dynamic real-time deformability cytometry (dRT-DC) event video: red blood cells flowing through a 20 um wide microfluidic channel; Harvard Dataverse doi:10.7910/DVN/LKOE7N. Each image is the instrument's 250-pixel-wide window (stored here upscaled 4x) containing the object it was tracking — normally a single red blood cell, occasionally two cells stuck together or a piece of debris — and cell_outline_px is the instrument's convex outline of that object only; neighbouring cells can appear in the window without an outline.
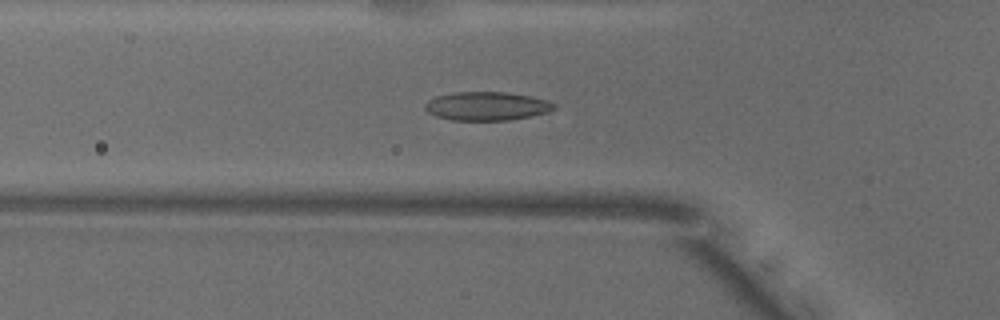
{"species": "common noctule bat (a hibernating species)", "species_latin": "Nyctalus noctula", "temperature_condition": "warm", "stored_images_in_passage": 49, "camera_frame_rate_fps": 3000, "um_per_image_px": 0.085, "animal": {"sex": "male", "body_mass_g": 18.8}, "frame": {"image": 1, "passage_image": 15, "time_ms": 4.667, "image_size_px": [1000, 320], "cell_outline_px": [[556, 108], [548, 112], [532, 116], [508, 120], [452, 120], [436, 116], [428, 112], [424, 108], [424, 104], [428, 100], [436, 96], [452, 92], [508, 92], [548, 100], [556, 104]], "centroid_in_image_um": [41.37, 9.01], "position_along_channel_um": 84.4, "area_um2": 21.62}}
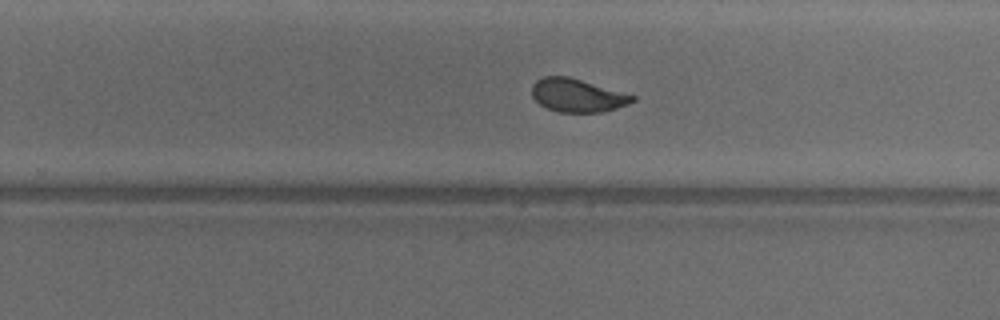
{"frame": {"image": 2, "passage_image": 30, "time_ms": 9.667, "image_size_px": [1000, 320], "cell_outline_px": [[636, 100], [628, 104], [604, 112], [560, 112], [548, 108], [540, 104], [532, 96], [532, 84], [536, 80], [544, 76], [568, 76], [636, 96]], "centroid_in_image_um": [49.07, 8.1], "position_along_channel_um": 280.7, "area_um2": 19.36}}
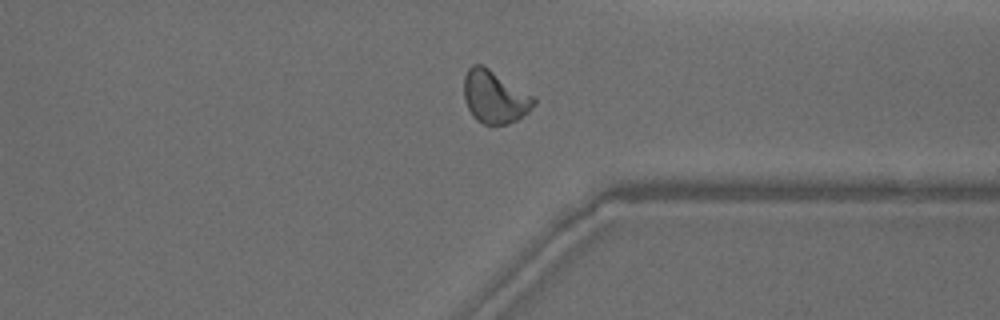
{"frame": {"image": 3, "passage_image": 37, "time_ms": 12.0, "image_size_px": [1000, 320], "cell_outline_px": [[536, 104], [528, 112], [516, 120], [508, 124], [484, 124], [476, 120], [472, 116], [464, 100], [464, 76], [468, 68], [472, 64], [484, 64], [532, 96], [536, 100]], "centroid_in_image_um": [42.01, 8.22], "position_along_channel_um": 369.4, "area_um2": 21.44}, "authors_computed_cell_mechanics": {"area_um2": 20.7502, "velocity_mm_per_s": 3.9146, "shape_relaxation_time_tau1_ms": 3.6543, "shape_relaxation_time_tau2_ms": 1.0072, "deformation_change_tau1": 0.1356, "deformation_change_tau2": 0.0612}}